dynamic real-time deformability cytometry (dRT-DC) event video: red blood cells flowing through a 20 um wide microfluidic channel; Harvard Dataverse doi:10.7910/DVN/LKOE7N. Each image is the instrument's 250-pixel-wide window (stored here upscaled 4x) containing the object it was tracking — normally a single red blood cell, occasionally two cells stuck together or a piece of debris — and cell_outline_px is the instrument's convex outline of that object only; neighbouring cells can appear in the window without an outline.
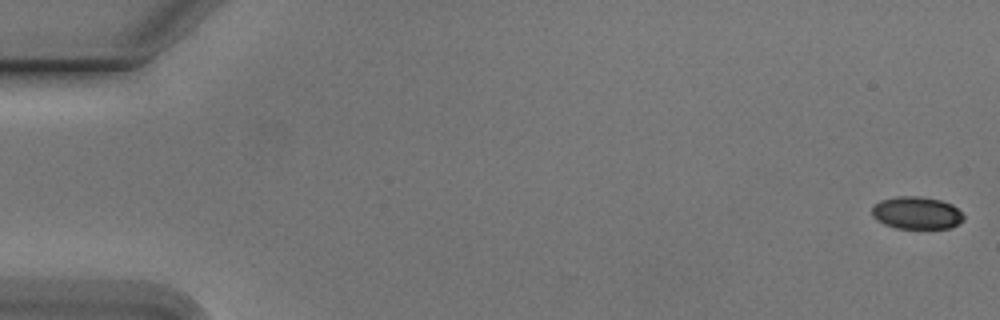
{"species": "Egyptian fruit bat (a non-hibernating species)", "species_latin": "Rousettus aegyptiacus", "temperature_condition": "cold", "stored_images_in_passage": 55, "camera_frame_rate_fps": 3000, "um_per_image_px": 0.085, "animal": {"sex": "male"}, "frame": {"image": 1, "passage_image": 1, "time_ms": 0.0, "image_size_px": [1000, 320], "cell_outline_px": [[964, 220], [948, 228], [896, 228], [884, 224], [872, 216], [872, 208], [880, 200], [896, 196], [920, 196], [940, 200], [952, 204], [964, 216]], "centroid_in_image_um": [77.9, 18.09], "position_along_channel_um": 7.1, "area_um2": 17.22}}
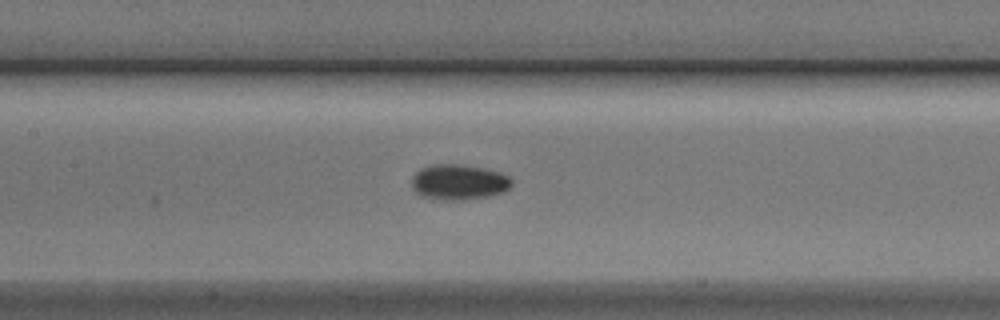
{"frame": {"image": 2, "passage_image": 26, "time_ms": 8.333, "image_size_px": [1000, 320], "cell_outline_px": [[512, 184], [504, 192], [488, 196], [460, 200], [448, 200], [420, 196], [412, 188], [412, 176], [420, 168], [432, 164], [460, 164], [484, 168], [500, 172], [508, 176], [512, 180]], "centroid_in_image_um": [38.98, 15.47], "position_along_channel_um": 168.4, "area_um2": 20.69}}
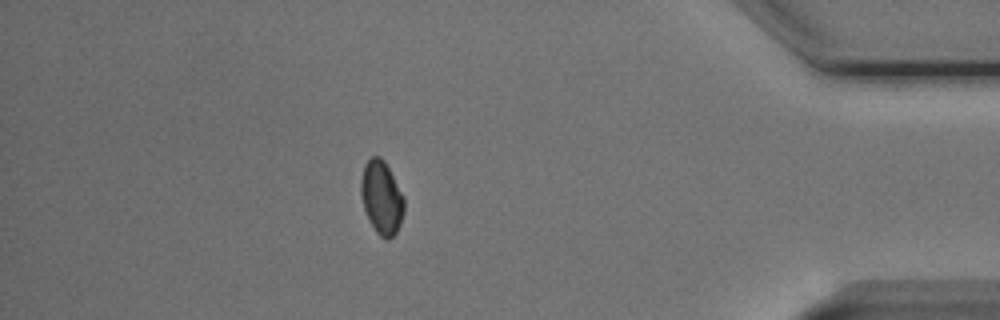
{"frame": {"image": 3, "passage_image": 48, "time_ms": 15.667, "image_size_px": [1000, 320], "cell_outline_px": [[404, 212], [400, 224], [396, 232], [388, 240], [384, 240], [376, 232], [364, 208], [360, 192], [360, 180], [364, 164], [372, 156], [380, 156], [384, 160], [404, 196]], "centroid_in_image_um": [32.43, 16.78], "position_along_channel_um": 402.8, "area_um2": 18.44}, "authors_computed_cell_mechanics": {"area_um2": 18.5538, "velocity_mm_per_s": 3.777, "shape_relaxation_time_tau1_ms": 5.3132, "shape_relaxation_time_tau2_ms": 2.7966, "deformation_change_tau1": 0.0995, "deformation_change_tau2": 0.0393}}